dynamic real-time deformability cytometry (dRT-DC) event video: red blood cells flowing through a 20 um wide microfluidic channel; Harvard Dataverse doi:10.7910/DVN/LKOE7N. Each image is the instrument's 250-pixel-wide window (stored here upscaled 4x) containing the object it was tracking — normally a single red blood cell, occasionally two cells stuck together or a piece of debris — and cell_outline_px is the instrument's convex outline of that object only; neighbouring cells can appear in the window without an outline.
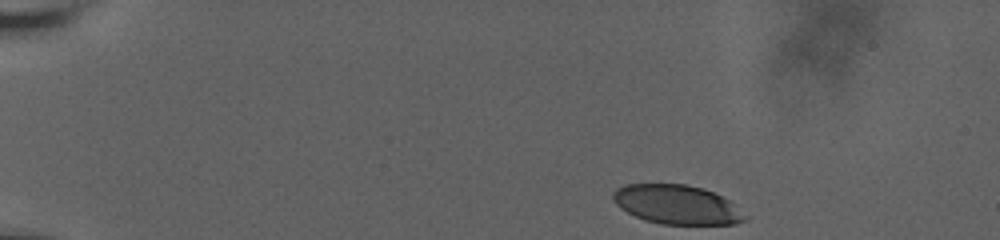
{"species": "human", "species_latin": "Homo sapiens", "temperature_condition": "room temperature", "stored_images_in_passage": 43, "camera_frame_rate_fps": 3000, "um_per_image_px": 0.085, "donor": {"sex": "male"}, "frame": {"image": 1, "passage_image": 1, "time_ms": 0.0, "image_size_px": [1000, 240], "cell_outline_px": [[748, 216], [744, 220], [736, 224], [660, 224], [644, 220], [620, 208], [612, 200], [612, 192], [616, 188], [624, 184], [684, 184], [704, 188], [728, 200]], "centroid_in_image_um": [57.5, 17.38], "position_along_channel_um": 27.5, "area_um2": 30.11}}
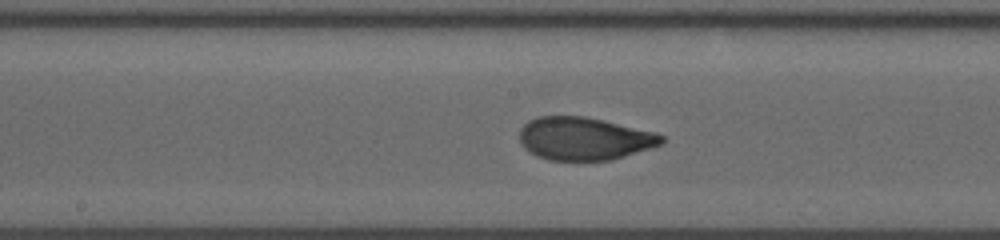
{"frame": {"image": 2, "passage_image": 24, "time_ms": 7.667, "image_size_px": [1000, 240], "cell_outline_px": [[664, 140], [660, 144], [652, 148], [612, 160], [548, 160], [536, 156], [524, 148], [520, 144], [520, 128], [528, 120], [540, 116], [584, 116], [656, 132], [664, 136]], "centroid_in_image_um": [49.64, 11.78], "position_along_channel_um": 198.6, "area_um2": 35.6}}
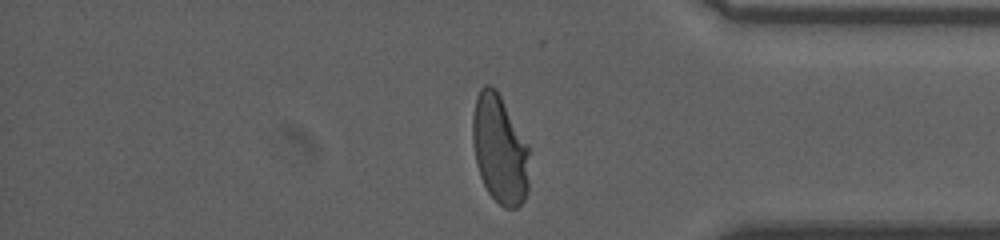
{"frame": {"image": 3, "passage_image": 41, "time_ms": 13.333, "image_size_px": [1000, 240], "cell_outline_px": [[528, 192], [524, 200], [516, 208], [504, 208], [488, 192], [480, 176], [476, 164], [472, 144], [472, 116], [476, 96], [480, 88], [484, 84], [492, 84], [496, 88], [528, 144]], "centroid_in_image_um": [42.45, 12.66], "position_along_channel_um": 392.7, "area_um2": 36.24}, "authors_computed_cell_mechanics": {"area_um2": 35.258, "velocity_mm_per_s": 3.6659, "shape_relaxation_time_tau1_ms": 4.8284, "shape_relaxation_time_tau2_ms": null, "deformation_change_tau1": 0.1956, "deformation_change_tau2": null}}